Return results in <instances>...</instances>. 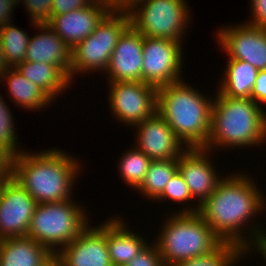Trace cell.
Returning a JSON list of instances; mask_svg holds the SVG:
<instances>
[{
	"instance_id": "7a4b0ae2",
	"label": "cell",
	"mask_w": 266,
	"mask_h": 266,
	"mask_svg": "<svg viewBox=\"0 0 266 266\" xmlns=\"http://www.w3.org/2000/svg\"><path fill=\"white\" fill-rule=\"evenodd\" d=\"M61 151L55 148L31 154L21 150L13 156L12 177L37 204L71 200L81 166L76 158Z\"/></svg>"
},
{
	"instance_id": "f35d334b",
	"label": "cell",
	"mask_w": 266,
	"mask_h": 266,
	"mask_svg": "<svg viewBox=\"0 0 266 266\" xmlns=\"http://www.w3.org/2000/svg\"><path fill=\"white\" fill-rule=\"evenodd\" d=\"M9 67L6 64L3 52V46L0 41V74L6 71Z\"/></svg>"
},
{
	"instance_id": "4fadbf2b",
	"label": "cell",
	"mask_w": 266,
	"mask_h": 266,
	"mask_svg": "<svg viewBox=\"0 0 266 266\" xmlns=\"http://www.w3.org/2000/svg\"><path fill=\"white\" fill-rule=\"evenodd\" d=\"M217 39L228 59L250 63L258 70H266V29L250 24L222 27Z\"/></svg>"
},
{
	"instance_id": "8d00e7d4",
	"label": "cell",
	"mask_w": 266,
	"mask_h": 266,
	"mask_svg": "<svg viewBox=\"0 0 266 266\" xmlns=\"http://www.w3.org/2000/svg\"><path fill=\"white\" fill-rule=\"evenodd\" d=\"M13 155L0 145V171H12Z\"/></svg>"
},
{
	"instance_id": "f1b7e54d",
	"label": "cell",
	"mask_w": 266,
	"mask_h": 266,
	"mask_svg": "<svg viewBox=\"0 0 266 266\" xmlns=\"http://www.w3.org/2000/svg\"><path fill=\"white\" fill-rule=\"evenodd\" d=\"M162 199L163 201L164 199L166 201L171 199V201H178L181 203H187L188 201H192L191 199L193 198L191 196L189 188L179 171H177L175 175L170 179L162 194L156 200L160 201Z\"/></svg>"
},
{
	"instance_id": "836d02e7",
	"label": "cell",
	"mask_w": 266,
	"mask_h": 266,
	"mask_svg": "<svg viewBox=\"0 0 266 266\" xmlns=\"http://www.w3.org/2000/svg\"><path fill=\"white\" fill-rule=\"evenodd\" d=\"M252 229L249 231L251 232L250 236L249 237H252V238H249L250 239V246L246 249V254L247 252L250 251V249H252L251 245H254V248L261 253V257L265 258V262H266V232H264L263 230L265 229H260V226L257 228L256 225H252L251 226ZM256 227V228H255ZM255 228V229H254ZM252 242V243H251Z\"/></svg>"
},
{
	"instance_id": "d6986e66",
	"label": "cell",
	"mask_w": 266,
	"mask_h": 266,
	"mask_svg": "<svg viewBox=\"0 0 266 266\" xmlns=\"http://www.w3.org/2000/svg\"><path fill=\"white\" fill-rule=\"evenodd\" d=\"M123 221L119 217L106 220V243L113 266H125L147 245L143 236L130 231Z\"/></svg>"
},
{
	"instance_id": "4dcf8cb0",
	"label": "cell",
	"mask_w": 266,
	"mask_h": 266,
	"mask_svg": "<svg viewBox=\"0 0 266 266\" xmlns=\"http://www.w3.org/2000/svg\"><path fill=\"white\" fill-rule=\"evenodd\" d=\"M125 266H165L157 245L147 244L144 249L136 255Z\"/></svg>"
},
{
	"instance_id": "9c48e42d",
	"label": "cell",
	"mask_w": 266,
	"mask_h": 266,
	"mask_svg": "<svg viewBox=\"0 0 266 266\" xmlns=\"http://www.w3.org/2000/svg\"><path fill=\"white\" fill-rule=\"evenodd\" d=\"M182 44L143 36L142 82L160 88L182 81Z\"/></svg>"
},
{
	"instance_id": "cb8c5ba5",
	"label": "cell",
	"mask_w": 266,
	"mask_h": 266,
	"mask_svg": "<svg viewBox=\"0 0 266 266\" xmlns=\"http://www.w3.org/2000/svg\"><path fill=\"white\" fill-rule=\"evenodd\" d=\"M177 171V159L152 161L137 191L139 190L145 197L154 201L162 194L167 183Z\"/></svg>"
},
{
	"instance_id": "1f68e13d",
	"label": "cell",
	"mask_w": 266,
	"mask_h": 266,
	"mask_svg": "<svg viewBox=\"0 0 266 266\" xmlns=\"http://www.w3.org/2000/svg\"><path fill=\"white\" fill-rule=\"evenodd\" d=\"M94 0H53L52 15H61L88 7Z\"/></svg>"
},
{
	"instance_id": "d4e9b609",
	"label": "cell",
	"mask_w": 266,
	"mask_h": 266,
	"mask_svg": "<svg viewBox=\"0 0 266 266\" xmlns=\"http://www.w3.org/2000/svg\"><path fill=\"white\" fill-rule=\"evenodd\" d=\"M17 26L8 23L0 27V41L3 46L4 58L9 68H15L25 61L29 44V35Z\"/></svg>"
},
{
	"instance_id": "603a6c76",
	"label": "cell",
	"mask_w": 266,
	"mask_h": 266,
	"mask_svg": "<svg viewBox=\"0 0 266 266\" xmlns=\"http://www.w3.org/2000/svg\"><path fill=\"white\" fill-rule=\"evenodd\" d=\"M225 75L218 92L232 98H250L251 92L258 74V69L250 63L229 59L227 61Z\"/></svg>"
},
{
	"instance_id": "ab89813d",
	"label": "cell",
	"mask_w": 266,
	"mask_h": 266,
	"mask_svg": "<svg viewBox=\"0 0 266 266\" xmlns=\"http://www.w3.org/2000/svg\"><path fill=\"white\" fill-rule=\"evenodd\" d=\"M42 266H62L61 261L53 255L44 265Z\"/></svg>"
},
{
	"instance_id": "ffe728a7",
	"label": "cell",
	"mask_w": 266,
	"mask_h": 266,
	"mask_svg": "<svg viewBox=\"0 0 266 266\" xmlns=\"http://www.w3.org/2000/svg\"><path fill=\"white\" fill-rule=\"evenodd\" d=\"M53 254L27 236L2 239L0 266H42Z\"/></svg>"
},
{
	"instance_id": "44dd1931",
	"label": "cell",
	"mask_w": 266,
	"mask_h": 266,
	"mask_svg": "<svg viewBox=\"0 0 266 266\" xmlns=\"http://www.w3.org/2000/svg\"><path fill=\"white\" fill-rule=\"evenodd\" d=\"M15 68L29 81L38 85L52 100L57 99L56 96L62 94L63 90L65 91L72 83L69 77L54 64L23 61Z\"/></svg>"
},
{
	"instance_id": "60d3db41",
	"label": "cell",
	"mask_w": 266,
	"mask_h": 266,
	"mask_svg": "<svg viewBox=\"0 0 266 266\" xmlns=\"http://www.w3.org/2000/svg\"><path fill=\"white\" fill-rule=\"evenodd\" d=\"M13 5H15V7L17 6V4L19 3V4H21L20 2L22 1V0H9Z\"/></svg>"
},
{
	"instance_id": "ba28073f",
	"label": "cell",
	"mask_w": 266,
	"mask_h": 266,
	"mask_svg": "<svg viewBox=\"0 0 266 266\" xmlns=\"http://www.w3.org/2000/svg\"><path fill=\"white\" fill-rule=\"evenodd\" d=\"M189 14L186 0H141L129 12L130 24L142 36L178 42L190 22Z\"/></svg>"
},
{
	"instance_id": "8992f818",
	"label": "cell",
	"mask_w": 266,
	"mask_h": 266,
	"mask_svg": "<svg viewBox=\"0 0 266 266\" xmlns=\"http://www.w3.org/2000/svg\"><path fill=\"white\" fill-rule=\"evenodd\" d=\"M72 201L37 204L27 237L45 246L53 255L73 241L89 223L85 209Z\"/></svg>"
},
{
	"instance_id": "d590c367",
	"label": "cell",
	"mask_w": 266,
	"mask_h": 266,
	"mask_svg": "<svg viewBox=\"0 0 266 266\" xmlns=\"http://www.w3.org/2000/svg\"><path fill=\"white\" fill-rule=\"evenodd\" d=\"M13 5L9 0H0V27L12 22Z\"/></svg>"
},
{
	"instance_id": "74e56055",
	"label": "cell",
	"mask_w": 266,
	"mask_h": 266,
	"mask_svg": "<svg viewBox=\"0 0 266 266\" xmlns=\"http://www.w3.org/2000/svg\"><path fill=\"white\" fill-rule=\"evenodd\" d=\"M12 176V171H0V194L5 183Z\"/></svg>"
},
{
	"instance_id": "30bf717a",
	"label": "cell",
	"mask_w": 266,
	"mask_h": 266,
	"mask_svg": "<svg viewBox=\"0 0 266 266\" xmlns=\"http://www.w3.org/2000/svg\"><path fill=\"white\" fill-rule=\"evenodd\" d=\"M110 109L116 119L135 126L157 110V88L143 82H108Z\"/></svg>"
},
{
	"instance_id": "52a82bcc",
	"label": "cell",
	"mask_w": 266,
	"mask_h": 266,
	"mask_svg": "<svg viewBox=\"0 0 266 266\" xmlns=\"http://www.w3.org/2000/svg\"><path fill=\"white\" fill-rule=\"evenodd\" d=\"M129 25V13L109 12L92 34L71 49L70 80L84 71L106 72L117 41Z\"/></svg>"
},
{
	"instance_id": "3957f363",
	"label": "cell",
	"mask_w": 266,
	"mask_h": 266,
	"mask_svg": "<svg viewBox=\"0 0 266 266\" xmlns=\"http://www.w3.org/2000/svg\"><path fill=\"white\" fill-rule=\"evenodd\" d=\"M182 81L157 88V110L187 148L209 140L213 100Z\"/></svg>"
},
{
	"instance_id": "7402d4cb",
	"label": "cell",
	"mask_w": 266,
	"mask_h": 266,
	"mask_svg": "<svg viewBox=\"0 0 266 266\" xmlns=\"http://www.w3.org/2000/svg\"><path fill=\"white\" fill-rule=\"evenodd\" d=\"M0 79L7 83L9 95L15 104L23 109L38 111L44 106H48L52 99L36 84L21 75L16 68H8L0 74Z\"/></svg>"
},
{
	"instance_id": "277c9868",
	"label": "cell",
	"mask_w": 266,
	"mask_h": 266,
	"mask_svg": "<svg viewBox=\"0 0 266 266\" xmlns=\"http://www.w3.org/2000/svg\"><path fill=\"white\" fill-rule=\"evenodd\" d=\"M216 95L205 149L211 152L218 147L233 149L266 142V113L260 104L250 98H232L219 92Z\"/></svg>"
},
{
	"instance_id": "e0dca14e",
	"label": "cell",
	"mask_w": 266,
	"mask_h": 266,
	"mask_svg": "<svg viewBox=\"0 0 266 266\" xmlns=\"http://www.w3.org/2000/svg\"><path fill=\"white\" fill-rule=\"evenodd\" d=\"M108 13V9L102 3L94 0L88 7L61 15H51L47 25L73 49L94 32Z\"/></svg>"
},
{
	"instance_id": "ac0fdd59",
	"label": "cell",
	"mask_w": 266,
	"mask_h": 266,
	"mask_svg": "<svg viewBox=\"0 0 266 266\" xmlns=\"http://www.w3.org/2000/svg\"><path fill=\"white\" fill-rule=\"evenodd\" d=\"M41 34L29 39L25 61L58 66L70 79L71 48L47 24H35Z\"/></svg>"
},
{
	"instance_id": "f546056e",
	"label": "cell",
	"mask_w": 266,
	"mask_h": 266,
	"mask_svg": "<svg viewBox=\"0 0 266 266\" xmlns=\"http://www.w3.org/2000/svg\"><path fill=\"white\" fill-rule=\"evenodd\" d=\"M33 26L35 24H47L52 15L53 0H22Z\"/></svg>"
},
{
	"instance_id": "83f0119b",
	"label": "cell",
	"mask_w": 266,
	"mask_h": 266,
	"mask_svg": "<svg viewBox=\"0 0 266 266\" xmlns=\"http://www.w3.org/2000/svg\"><path fill=\"white\" fill-rule=\"evenodd\" d=\"M0 95V145L6 148L13 156L21 151L17 148V135L15 134L14 121L9 106L3 101Z\"/></svg>"
},
{
	"instance_id": "5b68a950",
	"label": "cell",
	"mask_w": 266,
	"mask_h": 266,
	"mask_svg": "<svg viewBox=\"0 0 266 266\" xmlns=\"http://www.w3.org/2000/svg\"><path fill=\"white\" fill-rule=\"evenodd\" d=\"M164 222L162 233L154 243L165 266L207 255L223 242L198 213L179 210Z\"/></svg>"
},
{
	"instance_id": "5bb4252c",
	"label": "cell",
	"mask_w": 266,
	"mask_h": 266,
	"mask_svg": "<svg viewBox=\"0 0 266 266\" xmlns=\"http://www.w3.org/2000/svg\"><path fill=\"white\" fill-rule=\"evenodd\" d=\"M88 225L73 241L55 253L62 266H113L106 243V221Z\"/></svg>"
},
{
	"instance_id": "6da1fadb",
	"label": "cell",
	"mask_w": 266,
	"mask_h": 266,
	"mask_svg": "<svg viewBox=\"0 0 266 266\" xmlns=\"http://www.w3.org/2000/svg\"><path fill=\"white\" fill-rule=\"evenodd\" d=\"M248 176L233 174L222 178L198 210V214L223 242L235 243L245 250L250 246V240L247 239L249 235L244 234V224L263 211L266 205L265 196H261L254 179Z\"/></svg>"
},
{
	"instance_id": "9a60e30c",
	"label": "cell",
	"mask_w": 266,
	"mask_h": 266,
	"mask_svg": "<svg viewBox=\"0 0 266 266\" xmlns=\"http://www.w3.org/2000/svg\"><path fill=\"white\" fill-rule=\"evenodd\" d=\"M134 127L138 132L135 147L152 161L178 159L187 148L158 112Z\"/></svg>"
},
{
	"instance_id": "2e32d148",
	"label": "cell",
	"mask_w": 266,
	"mask_h": 266,
	"mask_svg": "<svg viewBox=\"0 0 266 266\" xmlns=\"http://www.w3.org/2000/svg\"><path fill=\"white\" fill-rule=\"evenodd\" d=\"M142 48L143 36L130 24L120 35L110 57L107 82H142Z\"/></svg>"
},
{
	"instance_id": "e575fe53",
	"label": "cell",
	"mask_w": 266,
	"mask_h": 266,
	"mask_svg": "<svg viewBox=\"0 0 266 266\" xmlns=\"http://www.w3.org/2000/svg\"><path fill=\"white\" fill-rule=\"evenodd\" d=\"M251 99L258 104H266V70H259L252 92Z\"/></svg>"
},
{
	"instance_id": "4316f807",
	"label": "cell",
	"mask_w": 266,
	"mask_h": 266,
	"mask_svg": "<svg viewBox=\"0 0 266 266\" xmlns=\"http://www.w3.org/2000/svg\"><path fill=\"white\" fill-rule=\"evenodd\" d=\"M130 149L132 150L120 157L119 171L125 184L137 189L143 182L152 160L135 146Z\"/></svg>"
},
{
	"instance_id": "8fae6325",
	"label": "cell",
	"mask_w": 266,
	"mask_h": 266,
	"mask_svg": "<svg viewBox=\"0 0 266 266\" xmlns=\"http://www.w3.org/2000/svg\"><path fill=\"white\" fill-rule=\"evenodd\" d=\"M208 153L210 151L205 148H186L177 159L178 171L183 176L193 201L194 198L198 201L195 208L185 207L181 213H198L199 206L214 192L223 178L217 174Z\"/></svg>"
},
{
	"instance_id": "7c38bea8",
	"label": "cell",
	"mask_w": 266,
	"mask_h": 266,
	"mask_svg": "<svg viewBox=\"0 0 266 266\" xmlns=\"http://www.w3.org/2000/svg\"><path fill=\"white\" fill-rule=\"evenodd\" d=\"M37 203L12 176L0 194V237L27 236Z\"/></svg>"
},
{
	"instance_id": "d6a6232c",
	"label": "cell",
	"mask_w": 266,
	"mask_h": 266,
	"mask_svg": "<svg viewBox=\"0 0 266 266\" xmlns=\"http://www.w3.org/2000/svg\"><path fill=\"white\" fill-rule=\"evenodd\" d=\"M252 20L247 24L266 29V0H250Z\"/></svg>"
},
{
	"instance_id": "484cf974",
	"label": "cell",
	"mask_w": 266,
	"mask_h": 266,
	"mask_svg": "<svg viewBox=\"0 0 266 266\" xmlns=\"http://www.w3.org/2000/svg\"><path fill=\"white\" fill-rule=\"evenodd\" d=\"M246 250L232 242H222L207 255L180 261L171 266H234L237 260L245 256Z\"/></svg>"
}]
</instances>
